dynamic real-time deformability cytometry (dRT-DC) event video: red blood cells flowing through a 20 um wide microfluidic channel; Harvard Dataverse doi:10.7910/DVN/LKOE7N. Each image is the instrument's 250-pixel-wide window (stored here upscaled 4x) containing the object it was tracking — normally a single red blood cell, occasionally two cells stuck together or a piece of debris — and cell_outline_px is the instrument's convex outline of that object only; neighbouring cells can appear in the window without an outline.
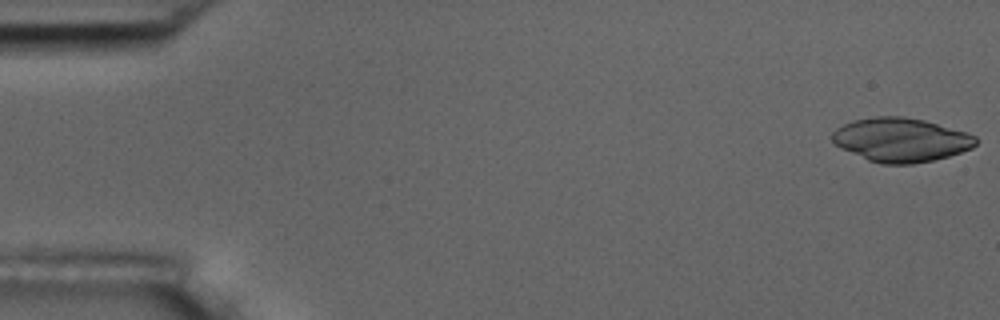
{"species": "common noctule bat (a hibernating species)", "species_latin": "Nyctalus noctula", "temperature_condition": "room temperature", "stored_images_in_passage": 3, "camera_frame_rate_fps": 3000, "um_per_image_px": 0.085, "animal": {"sex": "male", "body_mass_g": 17.5, "forearm_length_mm": 52.3}, "frame": {"image": 1, "passage_image": 1, "time_ms": 0.0, "image_size_px": [1000, 320], "cell_outline_px": [[964, 148], [956, 152], [924, 160], [876, 160], [936, 128], [940, 128], [952, 132]], "centroid_in_image_um": [78.79, 12.48], "position_along_channel_um": 6.2, "area_um2": 10.69}}